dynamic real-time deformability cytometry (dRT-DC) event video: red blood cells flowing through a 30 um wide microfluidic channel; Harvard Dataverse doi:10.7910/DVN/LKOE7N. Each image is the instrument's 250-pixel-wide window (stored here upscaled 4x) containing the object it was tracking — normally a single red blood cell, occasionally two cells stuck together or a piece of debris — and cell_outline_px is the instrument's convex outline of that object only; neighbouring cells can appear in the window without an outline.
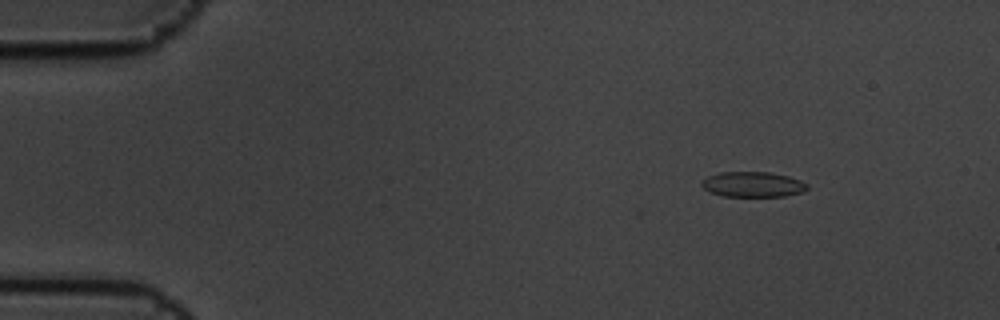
{"species": "common noctule bat (a hibernating species)", "species_latin": "Nyctalus noctula", "temperature_condition": "cold", "stored_images_in_passage": 4, "camera_frame_rate_fps": 3000, "um_per_image_px": 0.085, "animal": {"sex": "male", "body_mass_g": 19.5, "forearm_length_mm": 54.6}, "frame": {"image": 1, "passage_image": 1, "time_ms": 0.0, "image_size_px": [1000, 320], "cell_outline_px": [[808, 188], [804, 192], [784, 196], [724, 196], [712, 192], [704, 188], [700, 184], [708, 176], [720, 172], [768, 172], [788, 176], [800, 180], [808, 184]], "centroid_in_image_um": [64.03, 15.67], "position_along_channel_um": 21.0, "area_um2": 15.43}}
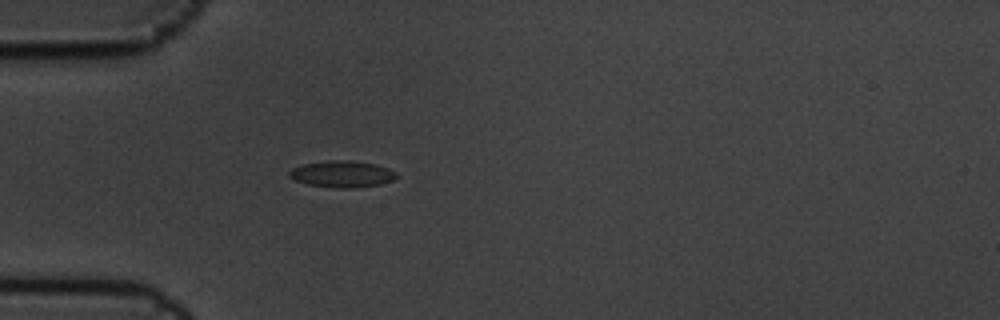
{"frame": {"image": 2, "passage_image": 4, "time_ms": 1.0, "image_size_px": [1000, 320], "cell_outline_px": [[396, 176], [392, 180], [380, 184], [356, 188], [336, 188], [308, 184], [296, 180], [288, 176], [288, 172], [292, 168], [304, 164], [328, 160], [352, 160], [376, 164], [388, 168], [396, 172]], "centroid_in_image_um": [29.07, 14.79], "position_along_channel_um": 55.9, "area_um2": 16.59}}